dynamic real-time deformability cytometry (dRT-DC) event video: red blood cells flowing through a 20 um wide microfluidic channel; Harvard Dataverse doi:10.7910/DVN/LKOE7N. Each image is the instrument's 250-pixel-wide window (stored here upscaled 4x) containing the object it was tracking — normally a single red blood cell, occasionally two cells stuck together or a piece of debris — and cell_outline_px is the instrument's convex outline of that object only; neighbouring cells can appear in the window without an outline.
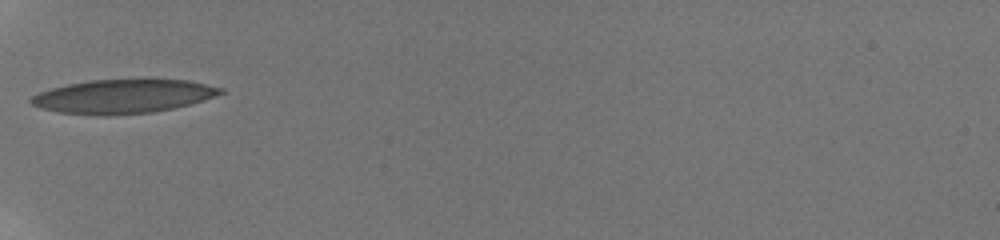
{"species": "human", "species_latin": "Homo sapiens", "temperature_condition": "room temperature", "stored_images_in_passage": 34, "camera_frame_rate_fps": 3000, "um_per_image_px": 0.085, "donor": {"sex": "male"}, "frame": {"image": 1, "passage_image": 1, "time_ms": 0.0, "image_size_px": [1000, 240], "cell_outline_px": [[224, 92], [188, 104], [172, 108], [152, 112], [108, 116], [104, 116], [60, 112], [40, 108], [32, 104], [28, 100], [32, 96], [40, 92], [52, 88], [68, 84], [92, 80], [148, 76], [188, 80], [224, 88]], "centroid_in_image_um": [10.48, 8.14], "position_along_channel_um": 74.5, "area_um2": 38.26}}
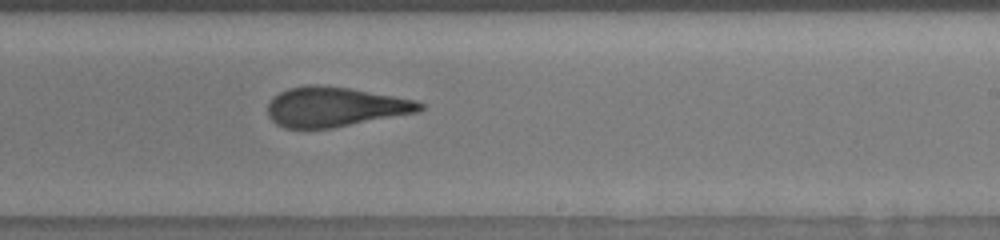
{"frame": {"image": 2, "passage_image": 16, "time_ms": 5.0, "image_size_px": [1000, 240], "cell_outline_px": [[424, 108], [420, 112], [332, 128], [284, 128], [276, 124], [268, 116], [268, 104], [272, 96], [288, 88], [304, 84], [320, 84], [348, 88], [416, 100], [424, 104]], "centroid_in_image_um": [28.45, 9.08], "position_along_channel_um": 260.5, "area_um2": 35.43}}
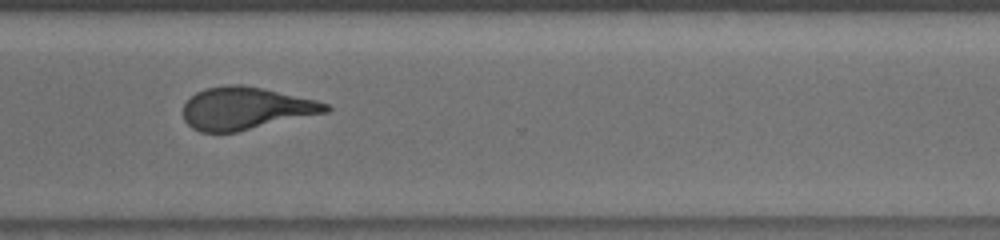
{"frame": {"image": 3, "passage_image": 23, "time_ms": 7.333, "image_size_px": [1000, 240], "cell_outline_px": [[332, 108], [328, 112], [236, 132], [200, 132], [192, 128], [184, 120], [184, 104], [196, 92], [204, 88], [228, 84], [244, 84], [316, 100], [328, 104]], "centroid_in_image_um": [20.88, 9.2], "position_along_channel_um": 349.7, "area_um2": 35.2}, "authors_computed_cell_mechanics": {"area_um2": 35.6626, "velocity_mm_per_s": 3.8258, "shape_relaxation_time_tau1_ms": 7.3069, "shape_relaxation_time_tau2_ms": 1.1123, "deformation_change_tau1": 0.2573, "deformation_change_tau2": 0.0971}}